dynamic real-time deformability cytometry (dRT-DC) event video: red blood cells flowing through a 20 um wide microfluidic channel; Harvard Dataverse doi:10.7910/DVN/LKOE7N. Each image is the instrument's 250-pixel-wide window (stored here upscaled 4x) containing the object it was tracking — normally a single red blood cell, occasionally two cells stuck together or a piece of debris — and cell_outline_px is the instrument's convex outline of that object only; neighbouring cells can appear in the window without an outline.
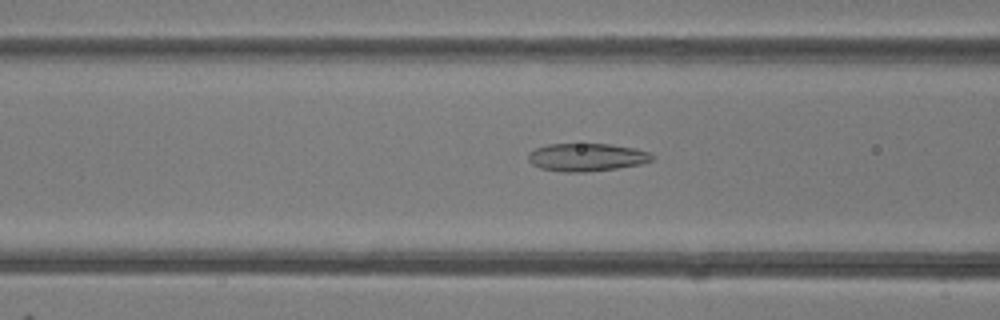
{"species": "common noctule bat (a hibernating species)", "species_latin": "Nyctalus noctula", "temperature_condition": "room temperature", "stored_images_in_passage": 46, "camera_frame_rate_fps": 3000, "um_per_image_px": 0.085, "animal": {"sex": "female"}, "frame": {"image": 1, "passage_image": 19, "time_ms": 6.0, "image_size_px": [1000, 320], "cell_outline_px": [[652, 160], [640, 164], [616, 168], [584, 172], [560, 172], [540, 168], [532, 164], [528, 160], [528, 152], [536, 148], [548, 144], [612, 144], [636, 148], [648, 152], [652, 156]], "centroid_in_image_um": [49.82, 13.36], "position_along_channel_um": 116.8, "area_um2": 20.11}}
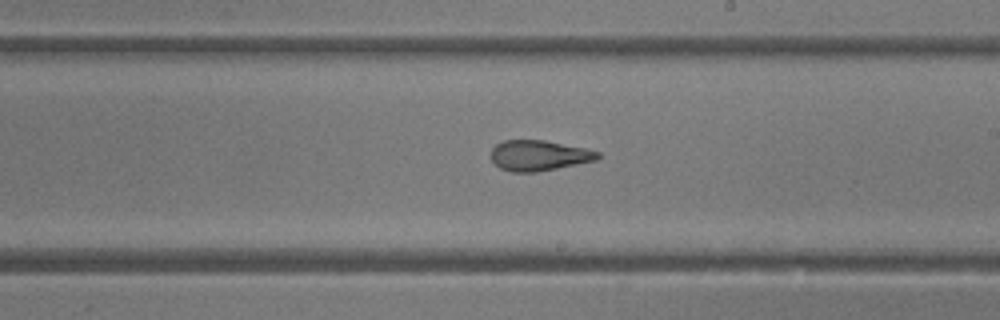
{"frame": {"image": 2, "passage_image": 28, "time_ms": 9.0, "image_size_px": [1000, 320], "cell_outline_px": [[600, 156], [596, 160], [536, 172], [512, 172], [500, 168], [492, 160], [492, 148], [496, 144], [504, 140], [544, 140], [588, 148], [600, 152]], "centroid_in_image_um": [45.82, 13.2], "position_along_channel_um": 243.2, "area_um2": 18.9}}
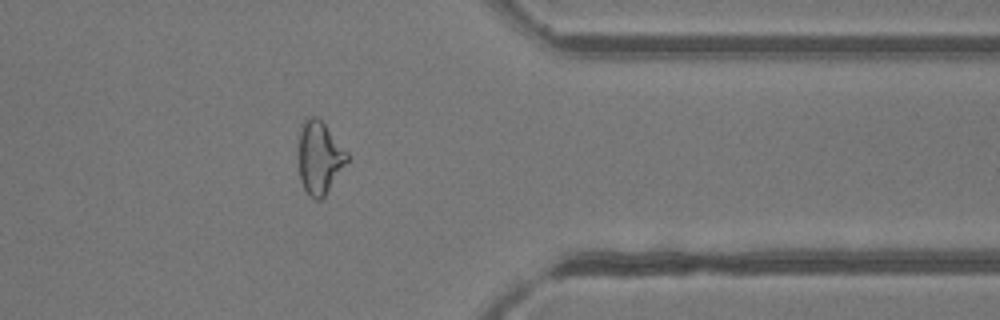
{"frame": {"image": 3, "passage_image": 39, "time_ms": 12.667, "image_size_px": [1000, 320], "cell_outline_px": [[348, 160], [324, 196], [320, 200], [316, 200], [304, 188], [300, 180], [300, 132], [308, 116], [316, 116], [324, 124], [348, 152]], "centroid_in_image_um": [27.18, 13.4], "position_along_channel_um": 384.2, "area_um2": 19.77}}